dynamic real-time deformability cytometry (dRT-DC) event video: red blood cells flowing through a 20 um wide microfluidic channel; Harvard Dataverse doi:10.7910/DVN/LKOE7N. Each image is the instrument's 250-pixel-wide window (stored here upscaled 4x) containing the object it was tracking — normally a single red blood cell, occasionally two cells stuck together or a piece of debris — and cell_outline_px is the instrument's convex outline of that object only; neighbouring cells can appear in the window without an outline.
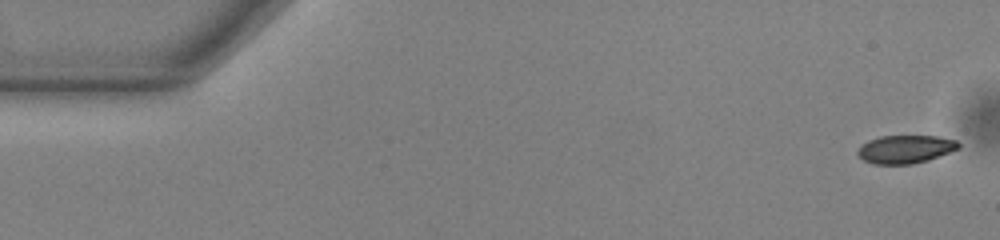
{"species": "common noctule bat (a hibernating species)", "species_latin": "Nyctalus noctula", "temperature_condition": "warm", "stored_images_in_passage": 53, "camera_frame_rate_fps": 3000, "um_per_image_px": 0.085, "animal": {"sex": "male", "body_mass_g": 13.0, "forearm_length_mm": 53.1}, "frame": {"image": 1, "passage_image": 1, "time_ms": 0.0, "image_size_px": [1000, 240], "cell_outline_px": [[960, 148], [928, 160], [912, 164], [872, 164], [864, 160], [856, 152], [868, 140], [880, 136], [936, 136], [956, 140], [960, 144]], "centroid_in_image_um": [76.97, 12.68], "position_along_channel_um": 8.0, "area_um2": 16.42}}
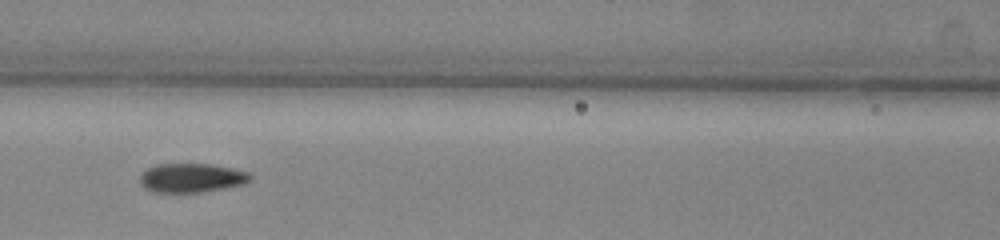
{"frame": {"image": 2, "passage_image": 23, "time_ms": 7.333, "image_size_px": [1000, 240], "cell_outline_px": [[252, 180], [244, 184], [224, 188], [200, 192], [152, 192], [144, 188], [140, 184], [140, 176], [148, 168], [156, 164], [212, 164], [232, 168], [248, 172], [252, 176]], "centroid_in_image_um": [16.29, 15.12], "position_along_channel_um": 150.3, "area_um2": 18.73}}
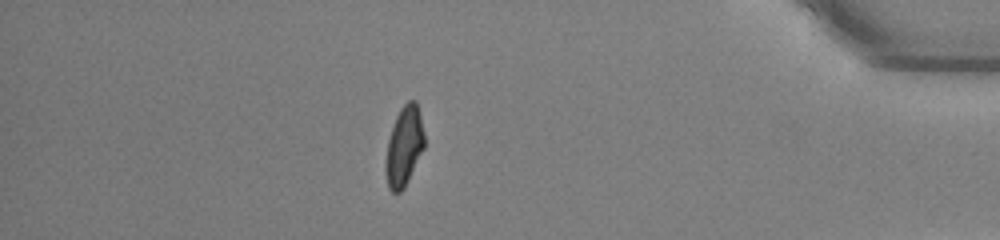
{"frame": {"image": 3, "passage_image": 46, "time_ms": 15.0, "image_size_px": [1000, 240], "cell_outline_px": [[424, 148], [404, 188], [400, 192], [392, 192], [388, 188], [384, 168], [384, 164], [388, 140], [396, 116], [400, 108], [408, 100], [416, 100], [424, 132]], "centroid_in_image_um": [34.33, 12.45], "position_along_channel_um": 400.9, "area_um2": 17.98}, "authors_computed_cell_mechanics": {"area_um2": 18.1492, "velocity_mm_per_s": 3.8497, "shape_relaxation_time_tau1_ms": 5.9236, "shape_relaxation_time_tau2_ms": 1.9661, "deformation_change_tau1": 0.1717, "deformation_change_tau2": 0.0639}}